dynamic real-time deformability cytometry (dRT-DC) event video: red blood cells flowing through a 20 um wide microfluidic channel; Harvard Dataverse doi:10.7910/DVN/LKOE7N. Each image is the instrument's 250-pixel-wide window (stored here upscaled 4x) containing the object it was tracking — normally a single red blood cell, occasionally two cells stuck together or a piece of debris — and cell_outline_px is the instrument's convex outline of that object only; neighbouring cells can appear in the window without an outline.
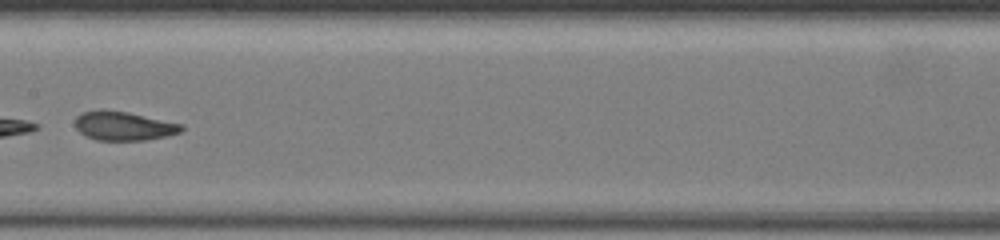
{"species": "common noctule bat (a hibernating species)", "species_latin": "Nyctalus noctula", "temperature_condition": "warm", "stored_images_in_passage": 14, "camera_frame_rate_fps": 3000, "um_per_image_px": 0.085, "animal": {"sex": "female", "body_mass_g": 19.5, "forearm_length_mm": 54.1}, "frame": {"image": 1, "passage_image": 12, "time_ms": 5.667, "image_size_px": [1000, 240], "cell_outline_px": [[184, 128], [180, 132], [168, 136], [148, 140], [96, 140], [80, 132], [76, 128], [76, 116], [84, 112], [128, 112], [184, 124]], "centroid_in_image_um": [10.6, 10.74], "position_along_channel_um": 196.8, "area_um2": 17.46}}
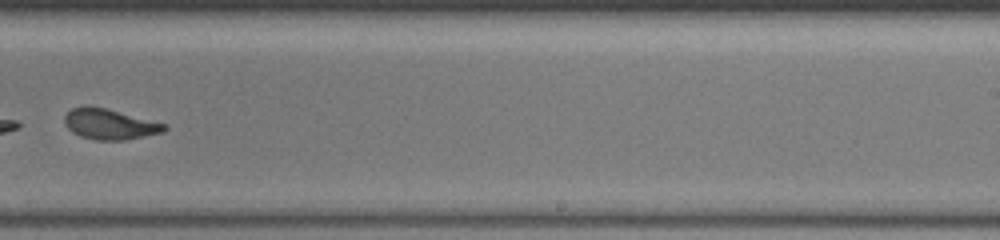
{"frame": {"image": 2, "passage_image": 14, "time_ms": 7.667, "image_size_px": [1000, 240], "cell_outline_px": [[168, 128], [164, 132], [124, 140], [96, 140], [80, 136], [72, 132], [64, 124], [64, 116], [72, 108], [84, 104], [104, 108], [168, 124]], "centroid_in_image_um": [9.31, 10.55], "position_along_channel_um": 279.7, "area_um2": 17.86}}